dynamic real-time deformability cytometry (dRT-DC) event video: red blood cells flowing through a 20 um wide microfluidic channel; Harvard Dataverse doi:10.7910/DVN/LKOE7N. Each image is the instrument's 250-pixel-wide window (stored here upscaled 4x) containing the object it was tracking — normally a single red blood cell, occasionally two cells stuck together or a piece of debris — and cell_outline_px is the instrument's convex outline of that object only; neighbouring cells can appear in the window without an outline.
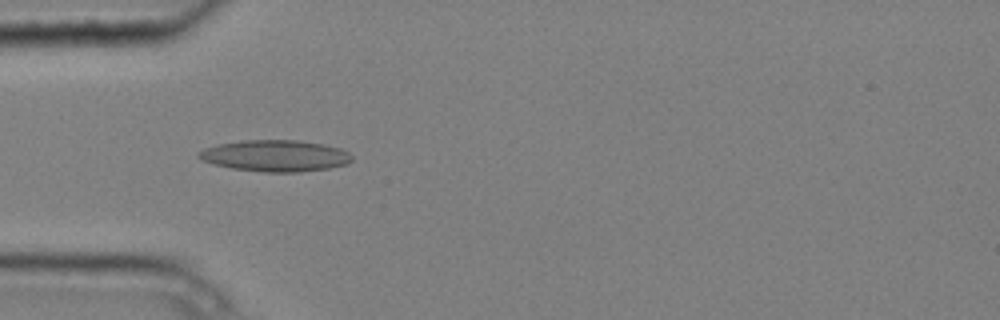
{"species": "common noctule bat (a hibernating species)", "species_latin": "Nyctalus noctula", "temperature_condition": "cold", "stored_images_in_passage": 6, "camera_frame_rate_fps": 3000, "um_per_image_px": 0.085, "animal": {"sex": "male", "body_mass_g": 20.4}, "frame": {"image": 1, "passage_image": 5, "time_ms": 1.333, "image_size_px": [1000, 320], "cell_outline_px": [[352, 160], [348, 164], [328, 168], [300, 172], [264, 172], [232, 168], [212, 164], [196, 156], [196, 152], [204, 148], [216, 144], [240, 140], [296, 140], [324, 144], [340, 148], [348, 152], [352, 156]], "centroid_in_image_um": [23.37, 13.23], "position_along_channel_um": 61.6, "area_um2": 28.26}}
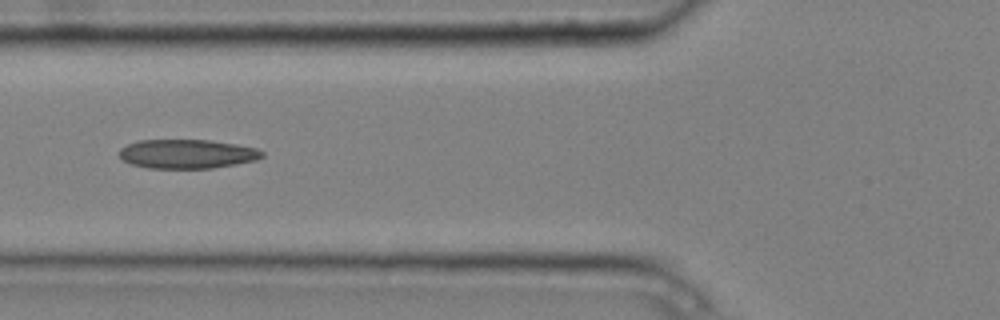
{"frame": {"image": 2, "passage_image": 6, "time_ms": 1.667, "image_size_px": [1000, 320], "cell_outline_px": [[264, 156], [256, 160], [236, 164], [212, 168], [148, 168], [132, 164], [124, 160], [120, 156], [120, 148], [128, 144], [140, 140], [208, 140], [236, 144], [256, 148], [264, 152]], "centroid_in_image_um": [15.93, 13.08], "position_along_channel_um": 109.9, "area_um2": 24.1}}